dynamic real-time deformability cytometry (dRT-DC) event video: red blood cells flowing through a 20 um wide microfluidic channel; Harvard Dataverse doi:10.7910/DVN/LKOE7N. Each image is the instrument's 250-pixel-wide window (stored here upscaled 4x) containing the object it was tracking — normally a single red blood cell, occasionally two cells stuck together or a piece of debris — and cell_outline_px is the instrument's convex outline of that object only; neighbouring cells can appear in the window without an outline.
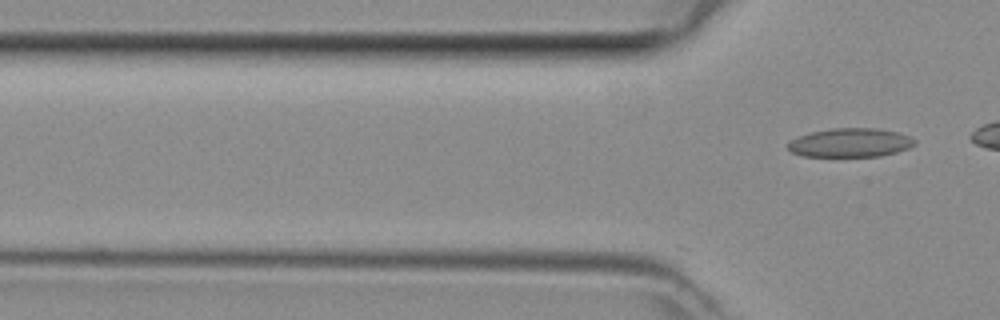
{"species": "common noctule bat (a hibernating species)", "species_latin": "Nyctalus noctula", "temperature_condition": "room temperature", "stored_images_in_passage": 9, "camera_frame_rate_fps": 3000, "um_per_image_px": 0.085, "animal": {"sex": "female", "body_mass_g": 29.2, "forearm_length_mm": 56.3}, "frame": {"image": 1, "passage_image": 9, "time_ms": 2.667, "image_size_px": [1000, 320], "cell_outline_px": [[916, 144], [908, 148], [896, 152], [880, 156], [800, 156], [792, 152], [788, 148], [788, 140], [812, 132], [832, 128], [876, 128], [900, 132], [916, 140]], "centroid_in_image_um": [72.28, 12.12], "position_along_channel_um": 53.5, "area_um2": 21.33}}